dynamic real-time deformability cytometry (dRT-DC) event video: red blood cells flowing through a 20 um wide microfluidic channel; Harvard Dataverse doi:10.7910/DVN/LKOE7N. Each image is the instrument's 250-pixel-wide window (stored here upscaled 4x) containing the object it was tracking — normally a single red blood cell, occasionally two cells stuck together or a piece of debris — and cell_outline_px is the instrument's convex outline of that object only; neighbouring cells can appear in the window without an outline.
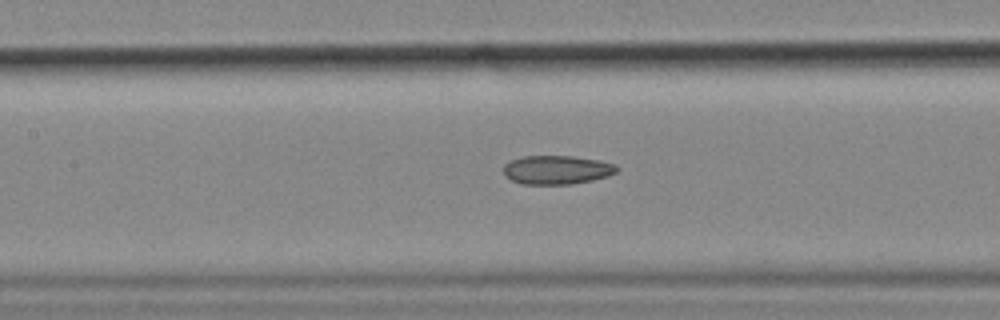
{"species": "common noctule bat (a hibernating species)", "species_latin": "Nyctalus noctula", "temperature_condition": "cold", "stored_images_in_passage": 56, "camera_frame_rate_fps": 3000, "um_per_image_px": 0.085, "animal": {"sex": "female", "body_mass_g": 18.4}, "frame": {"image": 1, "passage_image": 25, "time_ms": 8.0, "image_size_px": [1000, 320], "cell_outline_px": [[620, 168], [616, 172], [608, 176], [592, 180], [572, 184], [520, 184], [504, 176], [504, 164], [512, 160], [524, 156], [572, 156], [596, 160], [616, 164]], "centroid_in_image_um": [47.33, 14.44], "position_along_channel_um": 160.1, "area_um2": 19.02}, "authors_computed_cell_mechanics": {"area_um2": 19.7387, "velocity_mm_per_s": 3.5892, "shape_relaxation_time_tau1_ms": null, "shape_relaxation_time_tau2_ms": 8.3169, "deformation_change_tau1": null, "deformation_change_tau2": 0.1724}}